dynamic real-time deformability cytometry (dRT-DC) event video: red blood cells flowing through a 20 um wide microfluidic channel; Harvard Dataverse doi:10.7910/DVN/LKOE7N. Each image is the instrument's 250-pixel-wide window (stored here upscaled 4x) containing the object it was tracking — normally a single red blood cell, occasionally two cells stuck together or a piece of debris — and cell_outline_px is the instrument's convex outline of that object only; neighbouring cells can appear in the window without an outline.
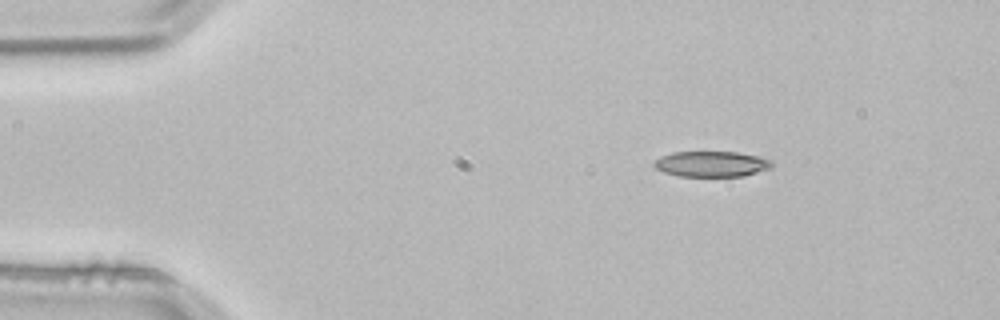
{"species": "common noctule bat (a hibernating species)", "species_latin": "Nyctalus noctula", "temperature_condition": "room temperature", "stored_images_in_passage": 3, "camera_frame_rate_fps": 3000, "um_per_image_px": 0.085, "animal": {"sex": "male", "body_mass_g": 21.5, "forearm_length_mm": 52.0}, "frame": {"image": 1, "passage_image": 1, "time_ms": 0.0, "image_size_px": [1000, 320], "cell_outline_px": [[772, 168], [744, 176], [676, 176], [664, 172], [656, 168], [652, 164], [660, 156], [672, 152], [736, 152], [760, 156], [772, 160]], "centroid_in_image_um": [60.49, 13.94], "position_along_channel_um": 24.5, "area_um2": 17.69}}
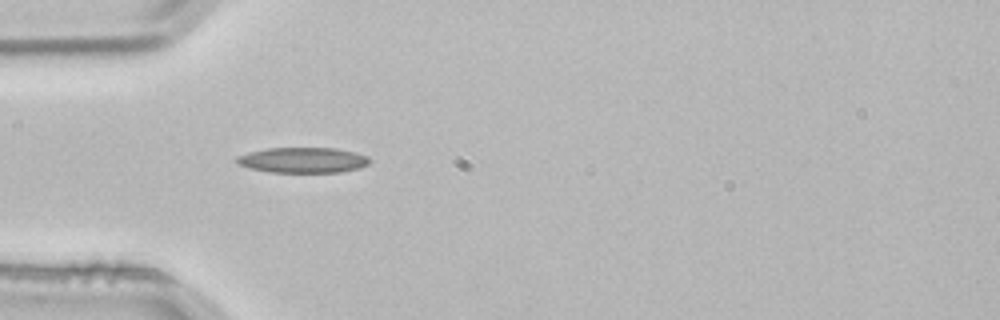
{"frame": {"image": 2, "passage_image": 3, "time_ms": 0.667, "image_size_px": [1000, 320], "cell_outline_px": [[372, 160], [368, 164], [360, 168], [340, 172], [268, 172], [248, 168], [236, 164], [236, 156], [248, 152], [268, 148], [336, 148], [356, 152], [368, 156]], "centroid_in_image_um": [25.74, 13.61], "position_along_channel_um": 59.3, "area_um2": 19.94}}